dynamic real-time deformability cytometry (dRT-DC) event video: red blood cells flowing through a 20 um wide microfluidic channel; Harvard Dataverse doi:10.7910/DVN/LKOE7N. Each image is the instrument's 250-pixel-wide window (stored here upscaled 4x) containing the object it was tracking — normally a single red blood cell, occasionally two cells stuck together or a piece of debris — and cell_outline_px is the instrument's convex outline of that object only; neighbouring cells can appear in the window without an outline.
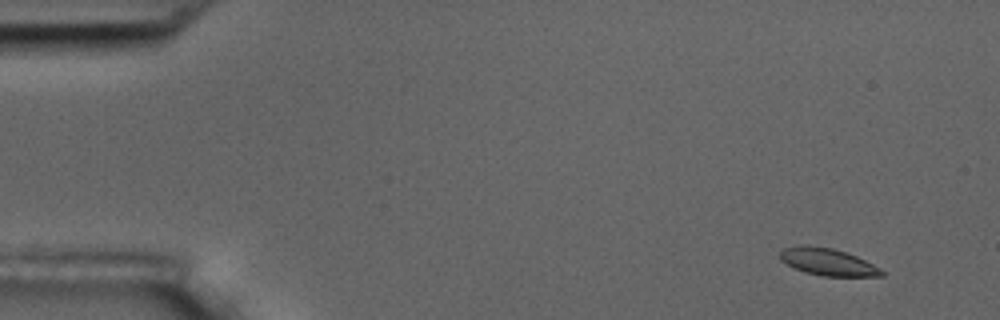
{"species": "common noctule bat (a hibernating species)", "species_latin": "Nyctalus noctula", "temperature_condition": "room temperature", "stored_images_in_passage": 5, "camera_frame_rate_fps": 3000, "um_per_image_px": 0.085, "animal": {"sex": "male", "body_mass_g": 17.5, "forearm_length_mm": 52.3}, "frame": {"image": 1, "passage_image": 2, "time_ms": 1.0, "image_size_px": [1000, 320], "cell_outline_px": [[884, 276], [820, 276], [804, 272], [780, 260], [780, 252], [784, 248], [796, 244], [808, 244], [832, 248], [856, 256], [880, 268], [884, 272]], "centroid_in_image_um": [70.32, 22.25], "position_along_channel_um": 14.7, "area_um2": 16.13}}